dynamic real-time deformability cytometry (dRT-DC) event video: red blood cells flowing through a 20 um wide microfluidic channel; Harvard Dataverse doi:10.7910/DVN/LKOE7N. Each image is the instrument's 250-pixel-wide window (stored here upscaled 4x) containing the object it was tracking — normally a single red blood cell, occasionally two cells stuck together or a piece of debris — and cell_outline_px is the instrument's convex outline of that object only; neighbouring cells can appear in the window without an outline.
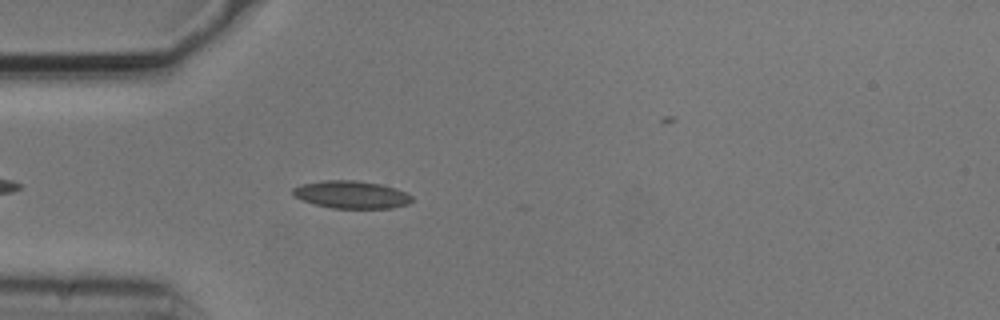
{"species": "common noctule bat (a hibernating species)", "species_latin": "Nyctalus noctula", "temperature_condition": "cold", "stored_images_in_passage": 4, "camera_frame_rate_fps": 3000, "um_per_image_px": 0.085, "animal": {"sex": "male", "body_mass_g": 20.5, "forearm_length_mm": 52.5}, "frame": {"image": 1, "passage_image": 3, "time_ms": 0.667, "image_size_px": [1000, 320], "cell_outline_px": [[412, 200], [408, 204], [392, 208], [332, 208], [316, 204], [292, 196], [292, 188], [300, 184], [320, 180], [356, 180], [380, 184], [396, 188], [412, 196]], "centroid_in_image_um": [29.84, 16.53], "position_along_channel_um": 55.2, "area_um2": 19.19}}